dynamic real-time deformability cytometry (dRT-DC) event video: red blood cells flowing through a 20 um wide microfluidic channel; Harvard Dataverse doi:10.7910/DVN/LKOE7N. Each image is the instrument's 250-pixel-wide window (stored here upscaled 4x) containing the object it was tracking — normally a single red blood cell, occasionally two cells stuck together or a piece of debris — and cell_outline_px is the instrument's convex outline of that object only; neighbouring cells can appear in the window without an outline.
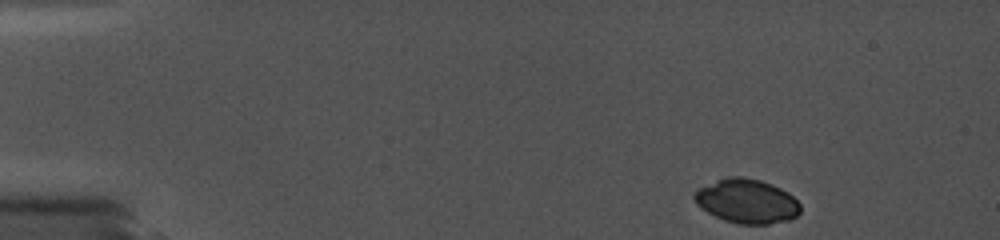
{"species": "common noctule bat (a hibernating species)", "species_latin": "Nyctalus noctula", "temperature_condition": "cold", "stored_images_in_passage": 58, "camera_frame_rate_fps": 5000, "um_per_image_px": 0.085, "animal": {"sex": "female", "body_mass_g": 19.0, "forearm_length_mm": 56.7}, "frame": {"image": 1, "passage_image": 1, "time_ms": 0.0, "image_size_px": [1000, 240], "cell_outline_px": [[800, 212], [796, 216], [788, 220], [768, 224], [736, 224], [724, 220], [700, 208], [696, 204], [692, 196], [696, 188], [728, 176], [744, 176], [760, 180], [772, 184], [788, 192], [800, 204]], "centroid_in_image_um": [63.44, 17.09], "position_along_channel_um": 21.6, "area_um2": 27.51}}
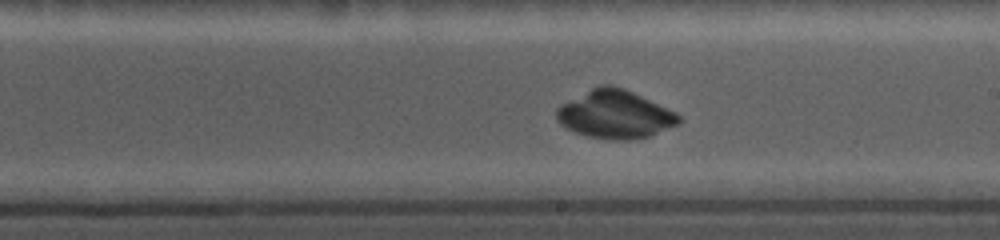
{"frame": {"image": 2, "passage_image": 37, "time_ms": 8.6, "image_size_px": [1000, 240], "cell_outline_px": [[680, 124], [648, 136], [628, 140], [612, 140], [588, 136], [576, 132], [560, 124], [556, 120], [556, 108], [560, 104], [600, 84], [608, 84], [624, 88], [676, 112], [680, 116]], "centroid_in_image_um": [52.26, 9.72], "position_along_channel_um": 236.7, "area_um2": 34.16}}
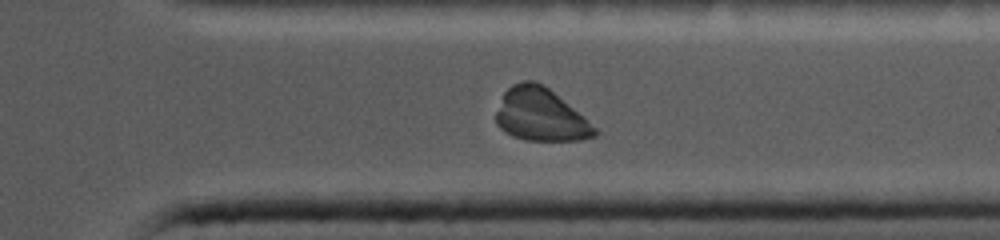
{"frame": {"image": 3, "passage_image": 51, "time_ms": 12.0, "image_size_px": [1000, 240], "cell_outline_px": [[596, 136], [580, 140], [528, 140], [512, 136], [504, 132], [496, 124], [496, 112], [504, 92], [512, 84], [524, 80], [532, 80], [544, 84], [584, 116], [596, 128]], "centroid_in_image_um": [45.93, 9.75], "position_along_channel_um": 365.5, "area_um2": 30.35}}